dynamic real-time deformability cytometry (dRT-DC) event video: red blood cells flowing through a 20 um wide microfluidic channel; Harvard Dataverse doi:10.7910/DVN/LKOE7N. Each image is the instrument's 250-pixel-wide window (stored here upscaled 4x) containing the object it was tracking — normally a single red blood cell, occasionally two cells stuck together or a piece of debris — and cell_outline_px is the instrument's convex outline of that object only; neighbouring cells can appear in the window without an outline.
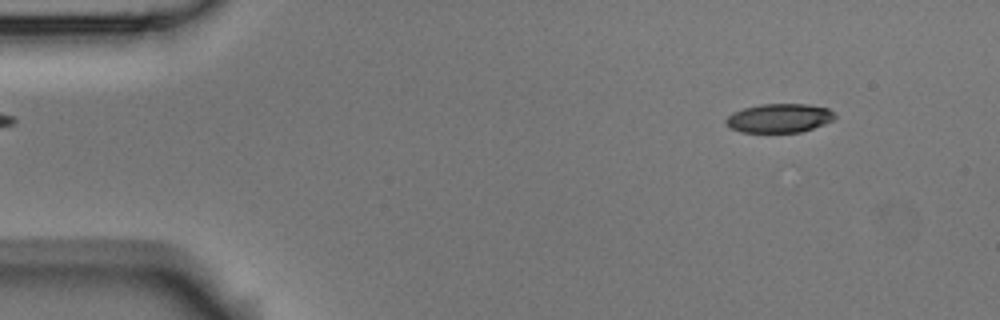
{"species": "Egyptian fruit bat (a non-hibernating species)", "species_latin": "Rousettus aegyptiacus", "temperature_condition": "room temperature", "stored_images_in_passage": 51, "camera_frame_rate_fps": 3000, "um_per_image_px": 0.085, "animal": {"sex": "male"}, "frame": {"image": 1, "passage_image": 3, "time_ms": 0.667, "image_size_px": [1000, 320], "cell_outline_px": [[836, 116], [832, 120], [812, 128], [800, 132], [740, 132], [732, 128], [724, 120], [732, 112], [744, 108], [760, 104], [808, 104], [828, 108]], "centroid_in_image_um": [66.21, 10.03], "position_along_channel_um": 18.8, "area_um2": 18.15}}
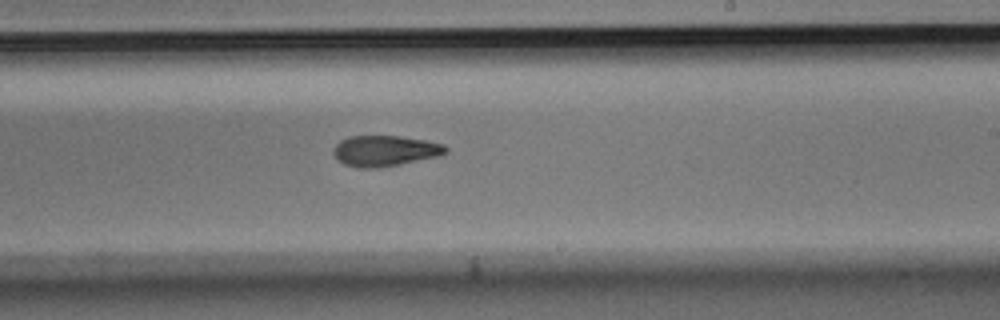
{"frame": {"image": 2, "passage_image": 29, "time_ms": 9.333, "image_size_px": [1000, 320], "cell_outline_px": [[448, 152], [440, 156], [380, 168], [360, 168], [344, 164], [332, 152], [332, 148], [340, 140], [348, 136], [400, 136], [424, 140], [444, 144], [448, 148]], "centroid_in_image_um": [32.73, 12.82], "position_along_channel_um": 256.3, "area_um2": 20.23}}
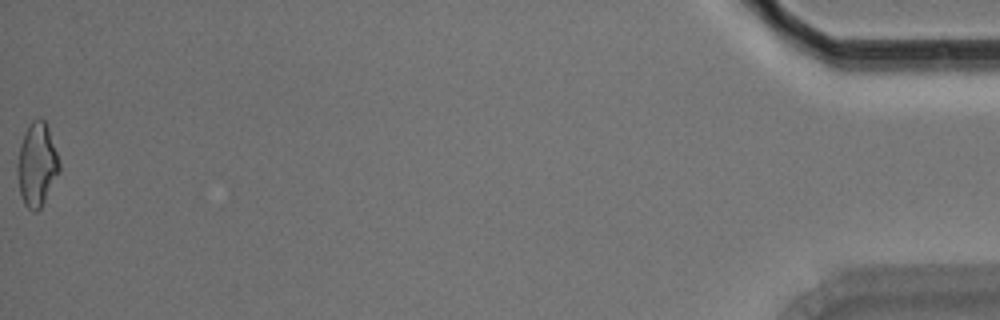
{"frame": {"image": 3, "passage_image": 51, "time_ms": 16.667, "image_size_px": [1000, 320], "cell_outline_px": [[60, 168], [40, 208], [36, 212], [32, 212], [24, 204], [20, 192], [16, 172], [16, 164], [20, 144], [24, 132], [32, 120], [40, 116], [44, 120], [48, 128], [60, 164]], "centroid_in_image_um": [3.09, 13.96], "position_along_channel_um": 432.1, "area_um2": 20.17}, "authors_computed_cell_mechanics": {"area_um2": 20.1722, "velocity_mm_per_s": 3.7505, "shape_relaxation_time_tau1_ms": 5.0188, "shape_relaxation_time_tau2_ms": 4.4873, "deformation_change_tau1": 0.1703, "deformation_change_tau2": 0.1249}}